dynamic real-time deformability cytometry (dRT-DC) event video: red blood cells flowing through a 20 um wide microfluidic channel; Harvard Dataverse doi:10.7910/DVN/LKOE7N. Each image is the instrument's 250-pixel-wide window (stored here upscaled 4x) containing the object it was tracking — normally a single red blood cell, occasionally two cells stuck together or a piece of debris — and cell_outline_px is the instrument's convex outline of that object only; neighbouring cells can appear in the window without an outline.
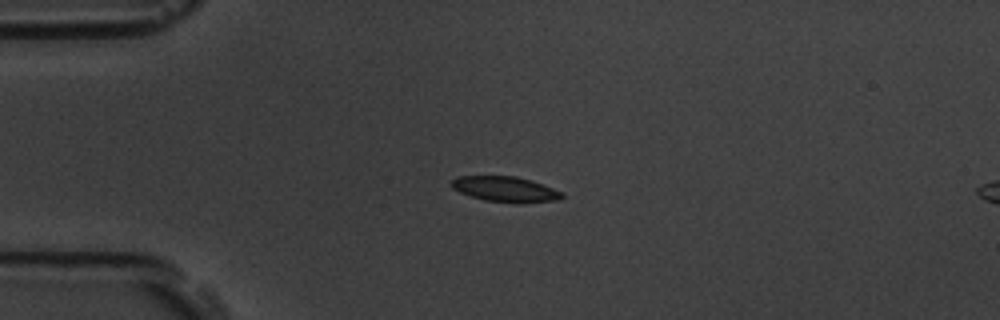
{"species": "common noctule bat (a hibernating species)", "species_latin": "Nyctalus noctula", "temperature_condition": "room temperature", "stored_images_in_passage": 43, "camera_frame_rate_fps": 3000, "um_per_image_px": 0.085, "animal": {"sex": "male", "body_mass_g": 19.5, "forearm_length_mm": 54.6}, "frame": {"image": 1, "passage_image": 1, "time_ms": 0.0, "image_size_px": [1000, 320], "cell_outline_px": [[564, 196], [556, 200], [516, 204], [484, 200], [460, 192], [452, 188], [452, 180], [460, 176], [516, 176], [532, 180], [564, 192]], "centroid_in_image_um": [43.0, 16.09], "position_along_channel_um": 42.0, "area_um2": 16.42}}
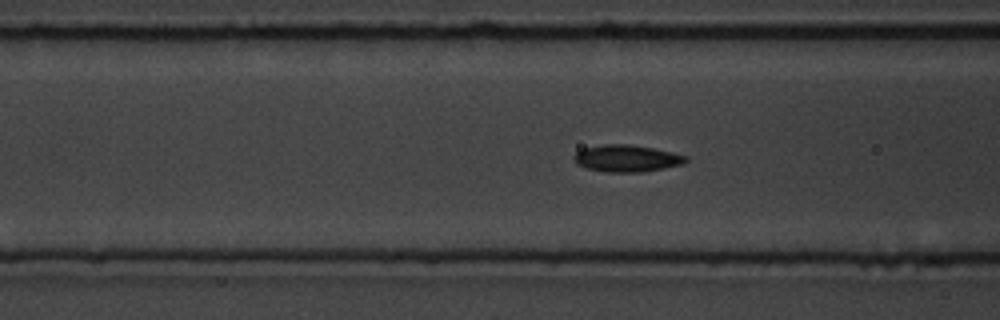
{"frame": {"image": 2, "passage_image": 9, "time_ms": 2.667, "image_size_px": [1000, 320], "cell_outline_px": [[688, 160], [684, 164], [664, 168], [640, 172], [604, 172], [588, 168], [576, 164], [572, 156], [576, 152], [584, 148], [604, 144], [628, 144], [652, 148], [672, 152], [688, 156]], "centroid_in_image_um": [53.27, 13.46], "position_along_channel_um": 113.3, "area_um2": 17.57}}
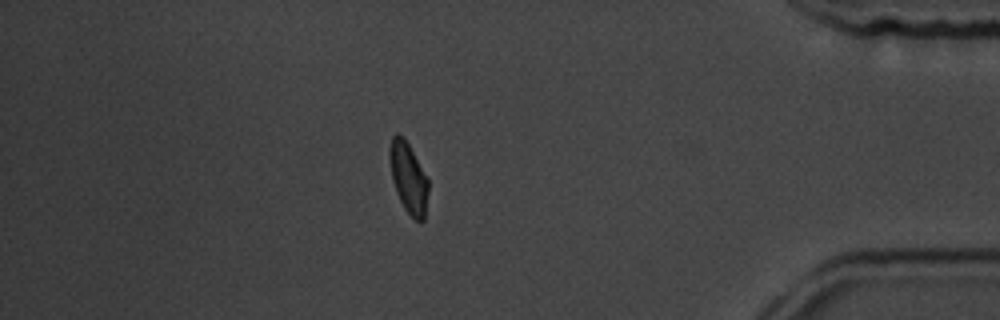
{"frame": {"image": 3, "passage_image": 36, "time_ms": 11.667, "image_size_px": [1000, 320], "cell_outline_px": [[428, 192], [424, 220], [420, 224], [404, 208], [396, 192], [392, 180], [388, 156], [388, 148], [392, 136], [396, 132], [404, 136], [428, 180]], "centroid_in_image_um": [34.68, 15.08], "position_along_channel_um": 400.5, "area_um2": 16.01}, "authors_computed_cell_mechanics": {"area_um2": 16.5308, "velocity_mm_per_s": 3.6224, "shape_relaxation_time_tau1_ms": 2.8001, "shape_relaxation_time_tau2_ms": 2.0173, "deformation_change_tau1": 0.1086, "deformation_change_tau2": 0.06}}